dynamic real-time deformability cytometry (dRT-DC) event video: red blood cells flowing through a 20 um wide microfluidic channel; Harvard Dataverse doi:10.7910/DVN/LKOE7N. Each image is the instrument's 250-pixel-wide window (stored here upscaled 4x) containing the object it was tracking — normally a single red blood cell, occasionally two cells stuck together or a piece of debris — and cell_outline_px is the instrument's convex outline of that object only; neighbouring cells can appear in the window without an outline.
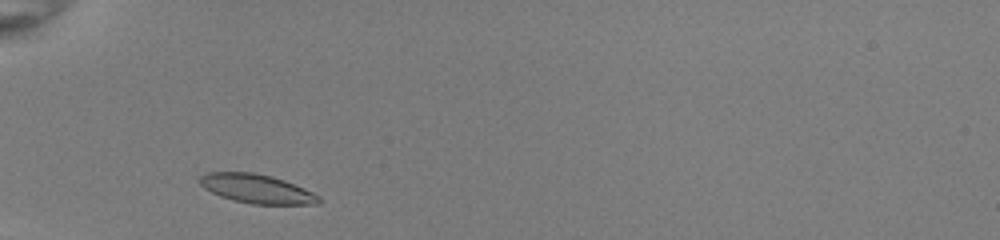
{"species": "common noctule bat (a hibernating species)", "species_latin": "Nyctalus noctula", "temperature_condition": "room temperature", "stored_images_in_passage": 29, "camera_frame_rate_fps": 3000, "um_per_image_px": 0.085, "animal": {"sex": "female", "body_mass_g": 22.0, "forearm_length_mm": 56.7}, "frame": {"image": 1, "passage_image": 2, "time_ms": 0.333, "image_size_px": [1000, 240], "cell_outline_px": [[324, 200], [320, 204], [252, 204], [232, 200], [220, 196], [204, 188], [200, 184], [200, 176], [208, 172], [252, 172], [272, 176], [284, 180], [304, 188], [320, 196]], "centroid_in_image_um": [21.86, 16.05], "position_along_channel_um": 63.1, "area_um2": 20.17}}
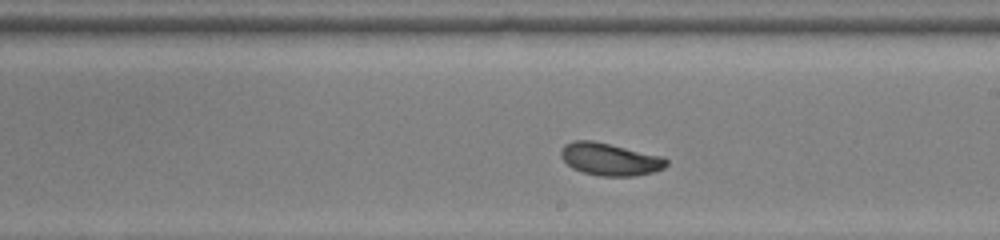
{"frame": {"image": 2, "passage_image": 16, "time_ms": 5.0, "image_size_px": [1000, 240], "cell_outline_px": [[668, 164], [664, 168], [652, 172], [636, 176], [600, 176], [584, 172], [572, 168], [560, 156], [560, 152], [564, 144], [576, 140], [592, 140], [664, 156], [668, 160]], "centroid_in_image_um": [51.86, 13.53], "position_along_channel_um": 237.1, "area_um2": 20.0}}
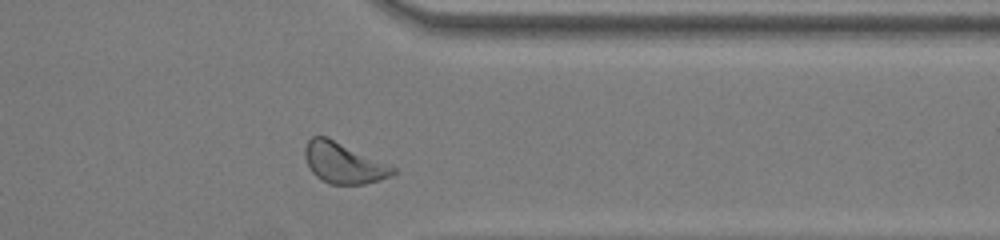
{"frame": {"image": 3, "passage_image": 27, "time_ms": 8.667, "image_size_px": [1000, 240], "cell_outline_px": [[396, 172], [392, 176], [380, 180], [364, 184], [328, 184], [320, 180], [312, 172], [304, 156], [304, 148], [308, 140], [312, 136], [328, 136], [396, 168]], "centroid_in_image_um": [29.18, 13.85], "position_along_channel_um": 382.2, "area_um2": 20.98}, "authors_computed_cell_mechanics": {"area_um2": 19.8254, "velocity_mm_per_s": 3.9624, "shape_relaxation_time_tau1_ms": 2.6661, "shape_relaxation_time_tau2_ms": null, "deformation_change_tau1": 0.1054, "deformation_change_tau2": null}}